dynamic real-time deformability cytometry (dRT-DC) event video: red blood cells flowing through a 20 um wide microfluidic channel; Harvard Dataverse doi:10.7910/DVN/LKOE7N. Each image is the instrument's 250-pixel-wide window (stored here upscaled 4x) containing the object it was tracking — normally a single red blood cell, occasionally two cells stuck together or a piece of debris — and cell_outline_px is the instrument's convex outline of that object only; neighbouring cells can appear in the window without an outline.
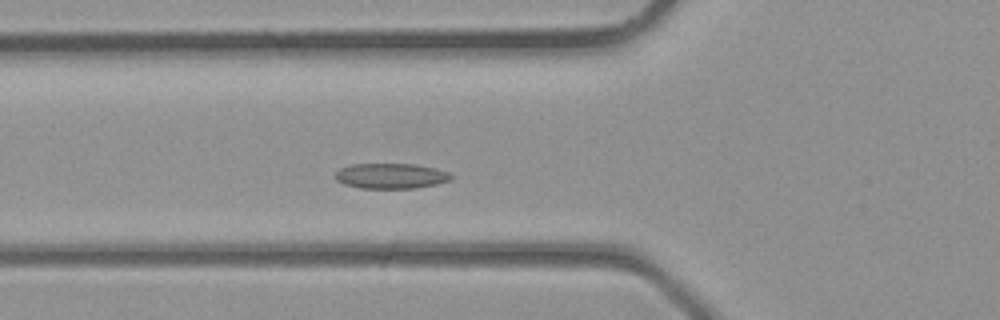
{"species": "common noctule bat (a hibernating species)", "species_latin": "Nyctalus noctula", "temperature_condition": "room temperature", "stored_images_in_passage": 33, "camera_frame_rate_fps": 3000, "um_per_image_px": 0.085, "animal": {"sex": "male", "body_mass_g": 23.1, "forearm_length_mm": 52.7}, "frame": {"image": 1, "passage_image": 9, "time_ms": 2.667, "image_size_px": [1000, 320], "cell_outline_px": [[452, 176], [448, 180], [436, 184], [412, 188], [360, 188], [344, 184], [336, 180], [332, 176], [340, 168], [348, 164], [416, 164], [436, 168], [448, 172]], "centroid_in_image_um": [33.16, 14.94], "position_along_channel_um": 92.6, "area_um2": 17.11}}
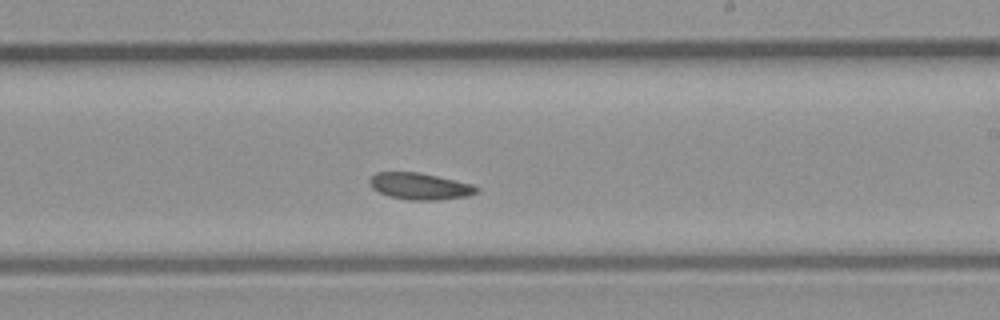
{"frame": {"image": 2, "passage_image": 18, "time_ms": 5.667, "image_size_px": [1000, 320], "cell_outline_px": [[480, 188], [476, 192], [468, 196], [436, 200], [408, 200], [388, 196], [372, 188], [368, 184], [368, 180], [376, 172], [420, 172], [472, 184]], "centroid_in_image_um": [35.66, 15.83], "position_along_channel_um": 253.3, "area_um2": 16.65}}
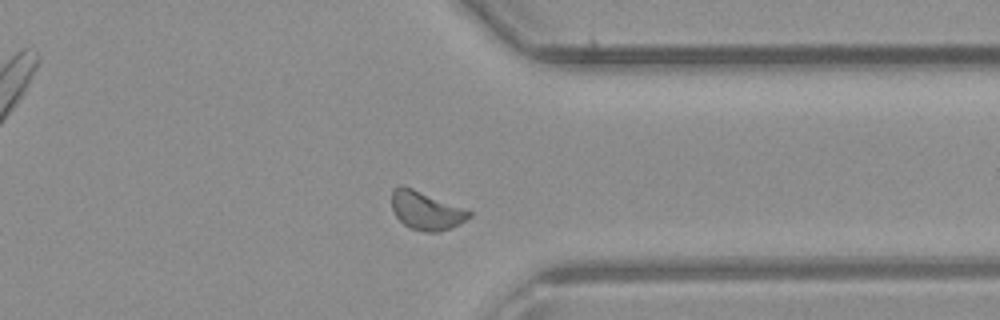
{"frame": {"image": 3, "passage_image": 25, "time_ms": 8.0, "image_size_px": [1000, 320], "cell_outline_px": [[472, 216], [460, 224], [440, 232], [424, 232], [412, 228], [404, 224], [396, 216], [392, 208], [392, 188], [400, 184], [412, 188], [464, 208], [472, 212]], "centroid_in_image_um": [36.22, 17.9], "position_along_channel_um": 375.2, "area_um2": 17.28}}